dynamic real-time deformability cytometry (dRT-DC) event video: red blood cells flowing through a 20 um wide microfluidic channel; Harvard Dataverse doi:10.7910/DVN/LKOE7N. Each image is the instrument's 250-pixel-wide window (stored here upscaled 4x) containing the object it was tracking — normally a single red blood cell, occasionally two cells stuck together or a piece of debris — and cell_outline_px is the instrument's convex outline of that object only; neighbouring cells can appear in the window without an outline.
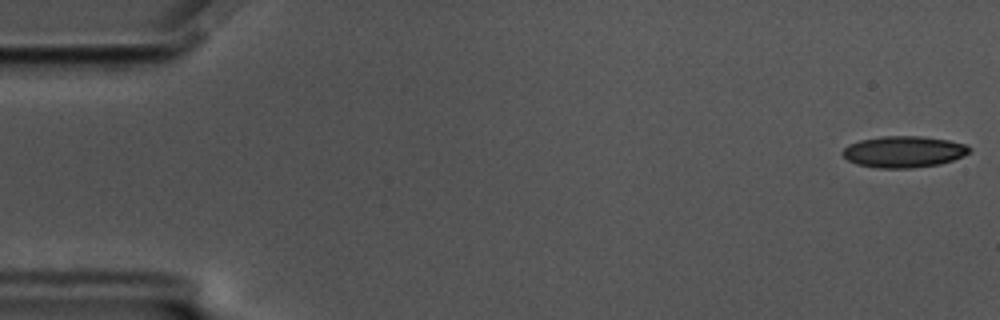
{"species": "common noctule bat (a hibernating species)", "species_latin": "Nyctalus noctula", "temperature_condition": "cold", "stored_images_in_passage": 57, "camera_frame_rate_fps": 3000, "um_per_image_px": 0.085, "animal": {"sex": "male", "body_mass_g": 17.5, "forearm_length_mm": 52.3}, "frame": {"image": 1, "passage_image": 1, "time_ms": 0.0, "image_size_px": [1000, 320], "cell_outline_px": [[972, 148], [964, 156], [940, 164], [912, 168], [880, 168], [856, 164], [848, 160], [840, 152], [848, 144], [860, 140], [880, 136], [924, 136], [948, 140], [964, 144]], "centroid_in_image_um": [76.8, 12.89], "position_along_channel_um": 8.2, "area_um2": 23.29}}
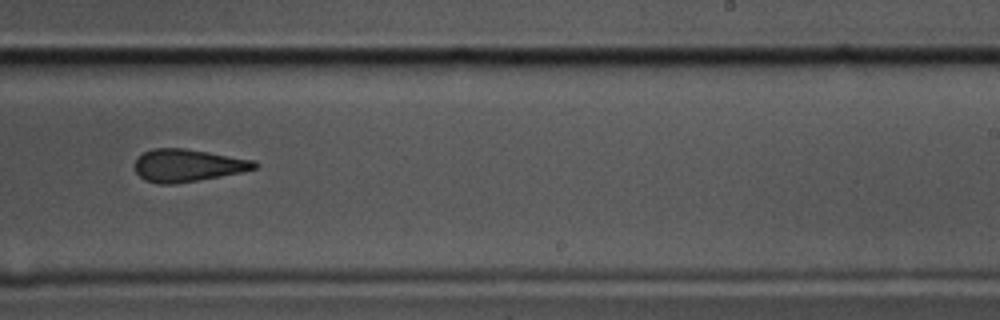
{"frame": {"image": 2, "passage_image": 35, "time_ms": 11.333, "image_size_px": [1000, 320], "cell_outline_px": [[260, 164], [256, 168], [240, 172], [220, 176], [176, 184], [160, 184], [144, 180], [136, 172], [132, 164], [136, 156], [152, 148], [184, 148], [256, 160]], "centroid_in_image_um": [15.9, 14.05], "position_along_channel_um": 273.1, "area_um2": 22.95}}
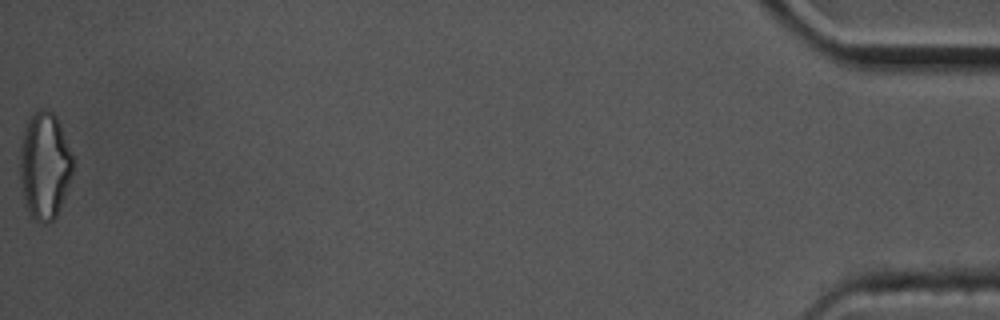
{"frame": {"image": 3, "passage_image": 57, "time_ms": 18.667, "image_size_px": [1000, 320], "cell_outline_px": [[72, 172], [64, 196], [56, 216], [52, 220], [44, 224], [36, 220], [32, 216], [24, 204], [20, 176], [20, 148], [24, 128], [28, 120], [36, 108], [48, 108], [56, 116], [72, 156]], "centroid_in_image_um": [3.76, 14.05], "position_along_channel_um": 431.4, "area_um2": 32.71}, "authors_computed_cell_mechanics": {"area_um2": 23.987, "velocity_mm_per_s": 3.518, "shape_relaxation_time_tau1_ms": 6.2371, "shape_relaxation_time_tau2_ms": 4.2269, "deformation_change_tau1": 0.1464, "deformation_change_tau2": 0.1332}}